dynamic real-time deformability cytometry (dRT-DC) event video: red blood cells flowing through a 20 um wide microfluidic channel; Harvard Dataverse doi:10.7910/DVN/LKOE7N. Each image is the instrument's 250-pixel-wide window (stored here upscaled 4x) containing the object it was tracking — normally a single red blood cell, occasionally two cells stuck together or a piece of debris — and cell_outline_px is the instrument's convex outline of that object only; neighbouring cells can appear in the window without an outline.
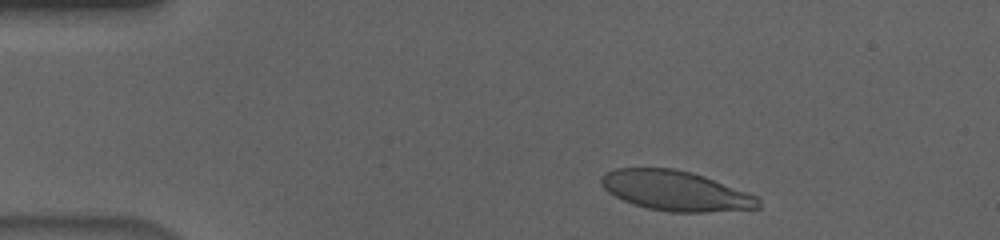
{"species": "human", "species_latin": "Homo sapiens", "temperature_condition": "cold", "stored_images_in_passage": 46, "camera_frame_rate_fps": 3000, "um_per_image_px": 0.085, "donor": {"sex": "male"}, "frame": {"image": 1, "passage_image": 4, "time_ms": 1.0, "image_size_px": [1000, 240], "cell_outline_px": [[760, 208], [704, 212], [668, 212], [648, 208], [632, 204], [608, 192], [600, 184], [600, 176], [604, 172], [616, 168], [676, 168], [692, 172], [704, 176], [756, 196], [760, 200]], "centroid_in_image_um": [57.38, 16.21], "position_along_channel_um": 27.6, "area_um2": 36.53}}
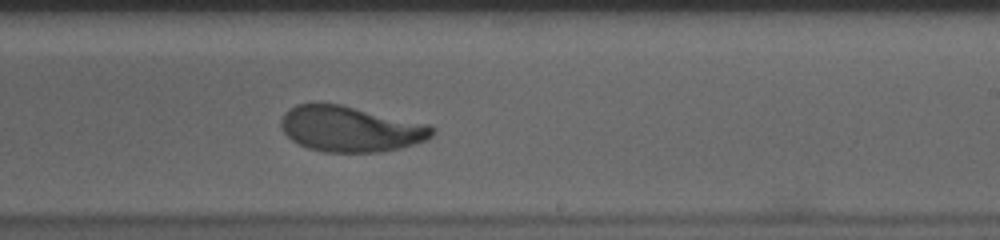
{"frame": {"image": 2, "passage_image": 29, "time_ms": 9.333, "image_size_px": [1000, 240], "cell_outline_px": [[436, 132], [428, 140], [400, 148], [380, 152], [324, 152], [308, 148], [292, 140], [280, 128], [280, 120], [284, 112], [288, 108], [296, 104], [340, 104], [428, 124], [436, 128]], "centroid_in_image_um": [29.8, 10.96], "position_along_channel_um": 259.2, "area_um2": 40.29}}
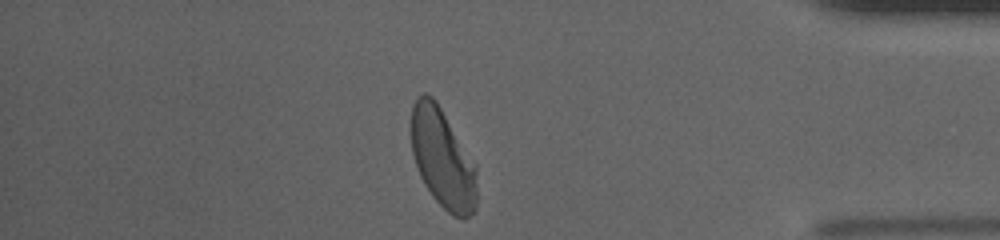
{"frame": {"image": 3, "passage_image": 43, "time_ms": 14.0, "image_size_px": [1000, 240], "cell_outline_px": [[476, 212], [464, 220], [452, 216], [432, 196], [424, 184], [416, 168], [412, 152], [412, 104], [424, 92], [432, 96], [436, 100], [476, 164]], "centroid_in_image_um": [37.64, 13.51], "position_along_channel_um": 397.6, "area_um2": 38.26}, "authors_computed_cell_mechanics": {"area_um2": 40.1421, "velocity_mm_per_s": 3.6296, "shape_relaxation_time_tau1_ms": 4.0038, "shape_relaxation_time_tau2_ms": 0.9008, "deformation_change_tau1": 0.173, "deformation_change_tau2": 0.0613}}